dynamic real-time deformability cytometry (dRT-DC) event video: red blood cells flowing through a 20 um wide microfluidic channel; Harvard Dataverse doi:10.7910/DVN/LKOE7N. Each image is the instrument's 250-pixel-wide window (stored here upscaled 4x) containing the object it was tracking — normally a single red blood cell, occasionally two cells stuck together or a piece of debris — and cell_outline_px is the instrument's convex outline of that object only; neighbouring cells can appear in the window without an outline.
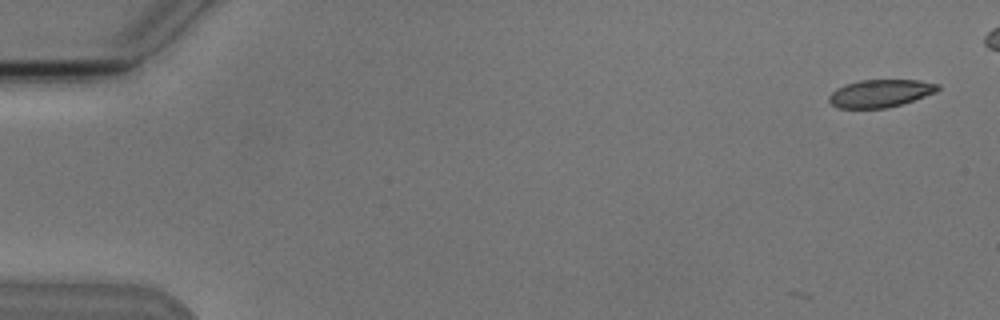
{"species": "Egyptian fruit bat (a non-hibernating species)", "species_latin": "Rousettus aegyptiacus", "temperature_condition": "cold", "stored_images_in_passage": 5, "camera_frame_rate_fps": 3000, "um_per_image_px": 0.085, "animal": {"sex": "male"}, "frame": {"image": 1, "passage_image": 1, "time_ms": 0.0, "image_size_px": [1000, 320], "cell_outline_px": [[940, 88], [936, 92], [900, 104], [884, 108], [840, 108], [832, 104], [828, 100], [828, 96], [836, 88], [844, 84], [860, 80], [920, 80], [940, 84]], "centroid_in_image_um": [74.81, 7.92], "position_along_channel_um": 10.2, "area_um2": 17.46}}